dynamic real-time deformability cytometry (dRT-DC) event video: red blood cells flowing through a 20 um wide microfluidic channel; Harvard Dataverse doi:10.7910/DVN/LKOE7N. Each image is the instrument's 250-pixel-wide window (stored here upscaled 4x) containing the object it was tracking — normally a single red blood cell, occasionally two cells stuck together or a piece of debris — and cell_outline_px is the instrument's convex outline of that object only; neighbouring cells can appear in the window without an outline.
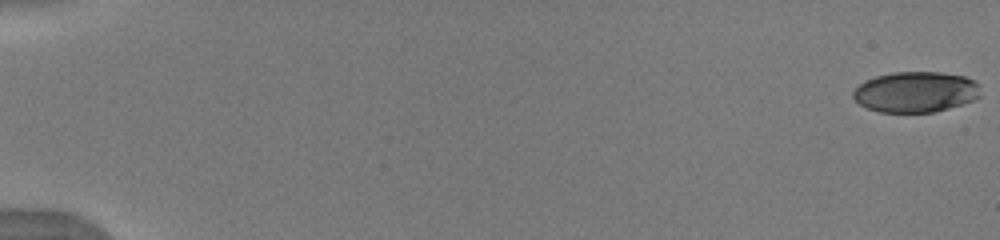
{"species": "human", "species_latin": "Homo sapiens", "temperature_condition": "warm", "stored_images_in_passage": 54, "camera_frame_rate_fps": 3000, "um_per_image_px": 0.085, "donor": {"sex": "male"}, "frame": {"image": 1, "passage_image": 1, "time_ms": 0.0, "image_size_px": [1000, 240], "cell_outline_px": [[980, 96], [976, 100], [948, 108], [932, 112], [880, 112], [868, 108], [860, 104], [852, 96], [852, 92], [864, 80], [876, 76], [892, 72], [940, 72], [964, 76], [972, 80], [976, 84]], "centroid_in_image_um": [77.81, 7.81], "position_along_channel_um": 7.2, "area_um2": 30.06}}